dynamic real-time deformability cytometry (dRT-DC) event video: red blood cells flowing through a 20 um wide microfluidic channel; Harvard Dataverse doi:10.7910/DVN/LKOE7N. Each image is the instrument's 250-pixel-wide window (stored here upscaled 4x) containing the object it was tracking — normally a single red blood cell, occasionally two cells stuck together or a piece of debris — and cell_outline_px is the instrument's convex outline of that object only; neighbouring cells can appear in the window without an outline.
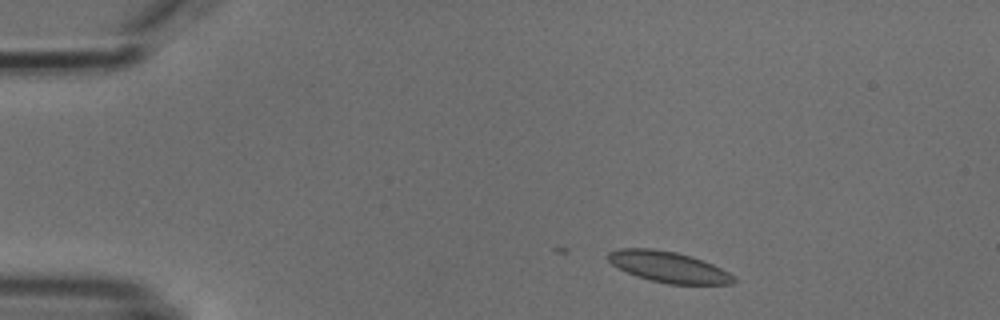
{"species": "common noctule bat (a hibernating species)", "species_latin": "Nyctalus noctula", "temperature_condition": "cold", "stored_images_in_passage": 4, "camera_frame_rate_fps": 3000, "um_per_image_px": 0.085, "animal": {"sex": "male", "body_mass_g": 18.8}, "frame": {"image": 1, "passage_image": 2, "time_ms": 1.0, "image_size_px": [1000, 320], "cell_outline_px": [[736, 280], [732, 284], [668, 284], [648, 280], [636, 276], [612, 264], [608, 260], [608, 252], [620, 248], [652, 248], [676, 252], [692, 256], [712, 264], [736, 276]], "centroid_in_image_um": [56.83, 22.69], "position_along_channel_um": 28.2, "area_um2": 22.6}}